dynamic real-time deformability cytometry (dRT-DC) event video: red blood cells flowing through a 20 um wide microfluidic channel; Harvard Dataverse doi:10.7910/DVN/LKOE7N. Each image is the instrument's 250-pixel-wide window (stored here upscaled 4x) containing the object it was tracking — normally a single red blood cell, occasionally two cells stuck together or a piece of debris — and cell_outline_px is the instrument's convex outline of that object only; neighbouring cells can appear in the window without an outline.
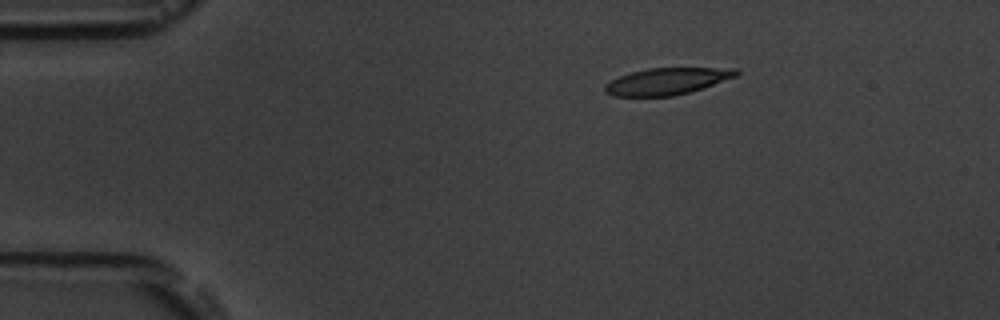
{"species": "common noctule bat (a hibernating species)", "species_latin": "Nyctalus noctula", "temperature_condition": "room temperature", "stored_images_in_passage": 3, "camera_frame_rate_fps": 3000, "um_per_image_px": 0.085, "animal": {"sex": "male", "body_mass_g": 19.5, "forearm_length_mm": 54.6}, "frame": {"image": 1, "passage_image": 1, "time_ms": 0.0, "image_size_px": [1000, 320], "cell_outline_px": [[740, 72], [736, 76], [704, 88], [672, 96], [612, 96], [604, 92], [604, 84], [620, 76], [632, 72], [648, 68], [736, 68]], "centroid_in_image_um": [56.69, 6.91], "position_along_channel_um": 28.3, "area_um2": 20.4}}